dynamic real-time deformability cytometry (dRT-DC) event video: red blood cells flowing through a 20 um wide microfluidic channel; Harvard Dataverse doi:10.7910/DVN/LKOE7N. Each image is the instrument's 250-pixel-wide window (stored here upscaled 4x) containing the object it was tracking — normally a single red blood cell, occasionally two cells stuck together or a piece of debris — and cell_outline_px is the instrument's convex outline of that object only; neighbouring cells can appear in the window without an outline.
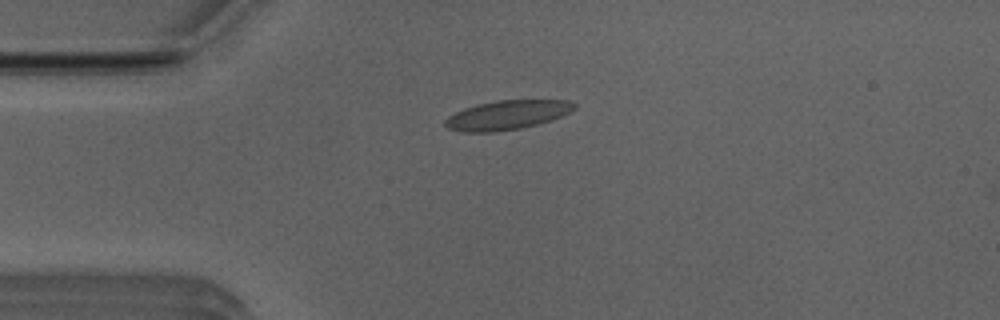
{"species": "Egyptian fruit bat (a non-hibernating species)", "species_latin": "Rousettus aegyptiacus", "temperature_condition": "room temperature", "stored_images_in_passage": 52, "camera_frame_rate_fps": 3000, "um_per_image_px": 0.085, "animal": {"sex": "male"}, "frame": {"image": 1, "passage_image": 13, "time_ms": 4.0, "image_size_px": [1000, 320], "cell_outline_px": [[576, 108], [552, 120], [520, 128], [492, 132], [460, 132], [448, 128], [444, 124], [444, 120], [448, 116], [464, 108], [476, 104], [496, 100], [568, 100], [576, 104]], "centroid_in_image_um": [43.07, 9.77], "position_along_channel_um": 41.9, "area_um2": 21.96}}
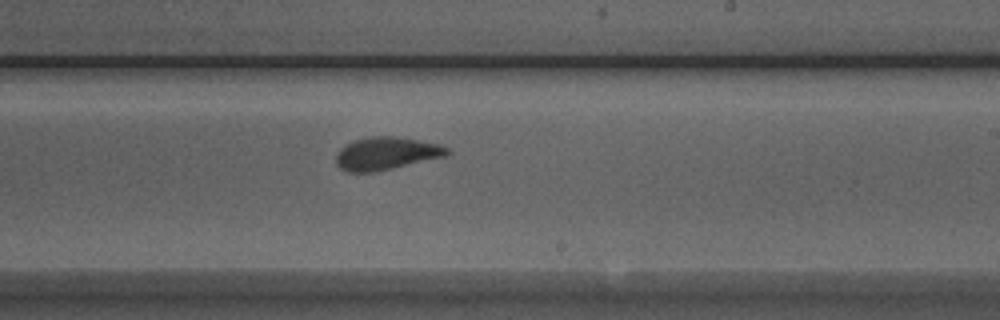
{"frame": {"image": 2, "passage_image": 31, "time_ms": 10.0, "image_size_px": [1000, 320], "cell_outline_px": [[452, 152], [448, 156], [376, 172], [348, 172], [340, 168], [336, 164], [336, 156], [340, 148], [356, 140], [372, 136], [392, 136], [440, 144], [448, 148]], "centroid_in_image_um": [32.87, 13.06], "position_along_channel_um": 256.1, "area_um2": 21.21}}
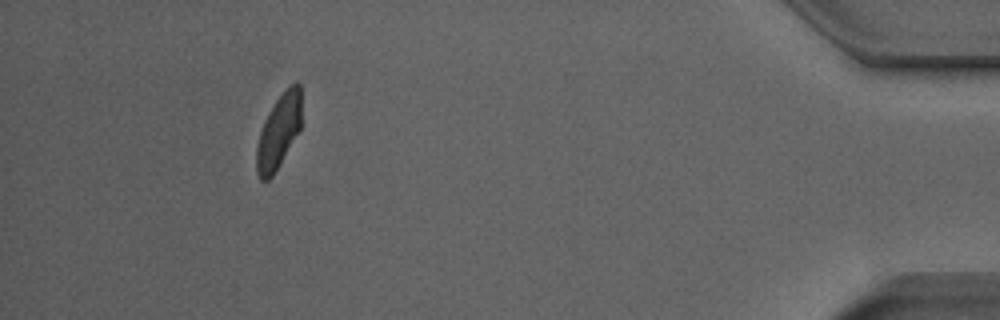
{"frame": {"image": 3, "passage_image": 48, "time_ms": 15.667, "image_size_px": [1000, 320], "cell_outline_px": [[300, 128], [272, 176], [268, 180], [260, 180], [256, 172], [256, 144], [264, 120], [268, 112], [276, 100], [288, 84], [296, 80], [300, 84]], "centroid_in_image_um": [23.66, 11.14], "position_along_channel_um": 411.5, "area_um2": 19.19}, "authors_computed_cell_mechanics": {"area_um2": 21.2415, "velocity_mm_per_s": 3.9239, "shape_relaxation_time_tau1_ms": 7.6374, "shape_relaxation_time_tau2_ms": 1.2158, "deformation_change_tau1": 0.1849, "deformation_change_tau2": 0.0666}}